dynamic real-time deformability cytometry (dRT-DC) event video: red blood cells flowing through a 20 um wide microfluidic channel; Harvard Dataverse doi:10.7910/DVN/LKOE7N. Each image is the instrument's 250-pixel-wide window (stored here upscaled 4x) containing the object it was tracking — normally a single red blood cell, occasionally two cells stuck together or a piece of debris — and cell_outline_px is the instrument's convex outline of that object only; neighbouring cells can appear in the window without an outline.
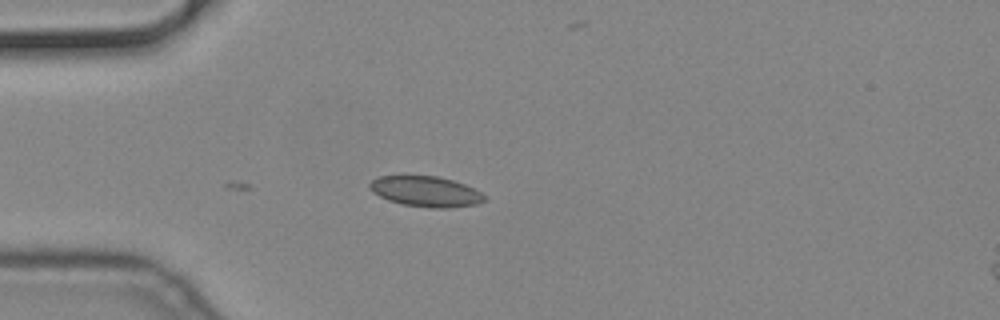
{"species": "common noctule bat (a hibernating species)", "species_latin": "Nyctalus noctula", "temperature_condition": "cold", "stored_images_in_passage": 16, "camera_frame_rate_fps": 3000, "um_per_image_px": 0.085, "animal": {"sex": "male", "body_mass_g": 19.2, "forearm_length_mm": 51.8}, "frame": {"image": 1, "passage_image": 16, "time_ms": 5.0, "image_size_px": [1000, 320], "cell_outline_px": [[488, 200], [476, 204], [448, 208], [432, 208], [404, 204], [388, 200], [372, 192], [368, 188], [368, 184], [376, 176], [436, 176], [452, 180], [464, 184], [488, 196]], "centroid_in_image_um": [36.19, 16.28], "position_along_channel_um": 48.8, "area_um2": 20.4}}